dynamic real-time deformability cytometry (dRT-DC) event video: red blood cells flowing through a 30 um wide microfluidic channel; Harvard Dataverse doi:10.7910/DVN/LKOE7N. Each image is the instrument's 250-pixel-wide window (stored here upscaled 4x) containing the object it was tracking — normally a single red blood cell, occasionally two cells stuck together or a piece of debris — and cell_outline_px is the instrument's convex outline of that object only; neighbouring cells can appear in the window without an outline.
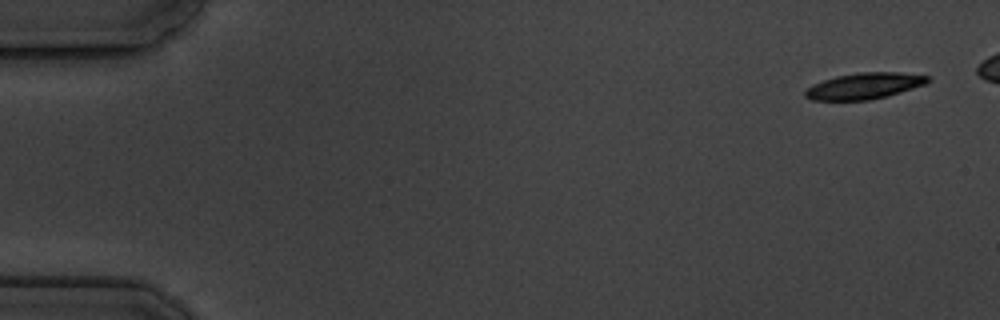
{"species": "common noctule bat (a hibernating species)", "species_latin": "Nyctalus noctula", "temperature_condition": "cold", "stored_images_in_passage": 14, "camera_frame_rate_fps": 3000, "um_per_image_px": 0.085, "animal": {"sex": "male", "body_mass_g": 19.5, "forearm_length_mm": 54.6}, "frame": {"image": 1, "passage_image": 1, "time_ms": 0.0, "image_size_px": [1000, 320], "cell_outline_px": [[932, 80], [924, 84], [888, 96], [868, 100], [812, 100], [804, 96], [804, 92], [812, 84], [836, 76], [856, 72], [900, 72], [932, 76]], "centroid_in_image_um": [73.48, 7.29], "position_along_channel_um": 11.5, "area_um2": 18.79}}
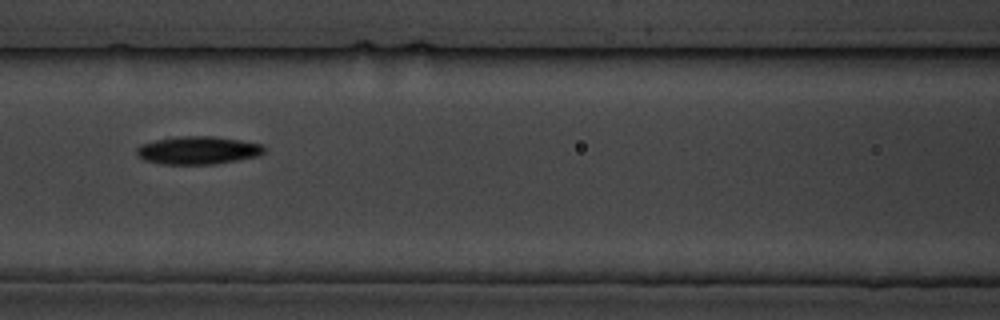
{"frame": {"image": 2, "passage_image": 7, "time_ms": 7.667, "image_size_px": [1000, 320], "cell_outline_px": [[268, 148], [260, 156], [212, 164], [164, 164], [144, 160], [136, 152], [136, 148], [140, 144], [156, 140], [180, 136], [216, 136], [264, 144]], "centroid_in_image_um": [16.88, 12.76], "position_along_channel_um": 149.7, "area_um2": 20.87}}
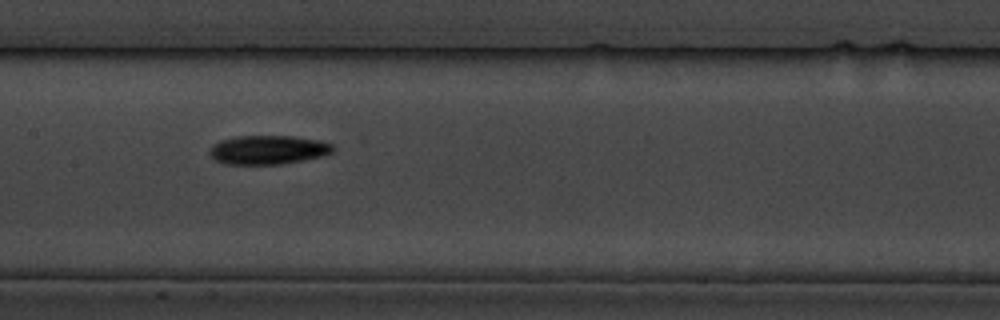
{"frame": {"image": 3, "passage_image": 8, "time_ms": 8.667, "image_size_px": [1000, 320], "cell_outline_px": [[336, 148], [332, 152], [320, 156], [280, 164], [224, 164], [216, 160], [208, 152], [212, 144], [220, 140], [236, 136], [292, 136], [320, 140], [332, 144]], "centroid_in_image_um": [22.76, 12.72], "position_along_channel_um": 184.6, "area_um2": 20.75}}